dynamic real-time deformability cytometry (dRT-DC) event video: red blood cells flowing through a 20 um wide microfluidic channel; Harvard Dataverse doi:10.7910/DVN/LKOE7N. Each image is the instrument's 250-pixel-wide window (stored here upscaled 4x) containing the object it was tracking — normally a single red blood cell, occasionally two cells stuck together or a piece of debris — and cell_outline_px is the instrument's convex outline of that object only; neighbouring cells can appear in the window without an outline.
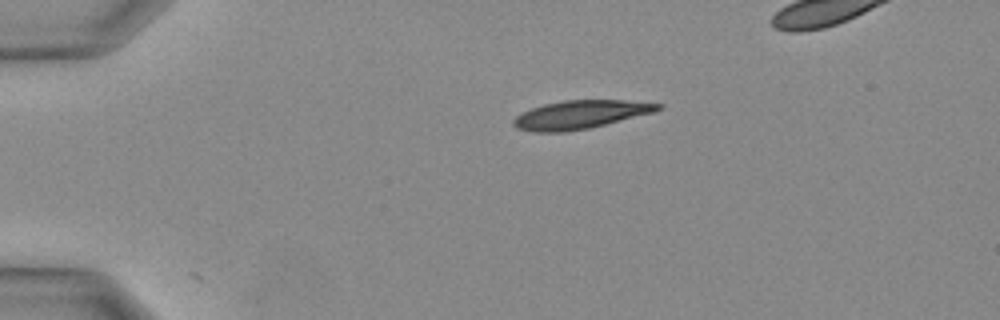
{"species": "Egyptian fruit bat (a non-hibernating species)", "species_latin": "Rousettus aegyptiacus", "temperature_condition": "warm", "stored_images_in_passage": 18, "camera_frame_rate_fps": 3000, "um_per_image_px": 0.085, "animal": {"sex": "female"}, "frame": {"image": 1, "passage_image": 1, "time_ms": 0.0, "image_size_px": [1000, 320], "cell_outline_px": [[664, 108], [652, 112], [588, 128], [560, 132], [536, 132], [516, 128], [512, 124], [512, 120], [516, 116], [532, 108], [544, 104], [564, 100], [624, 100], [664, 104]], "centroid_in_image_um": [49.31, 9.73], "position_along_channel_um": 35.7, "area_um2": 23.52}}
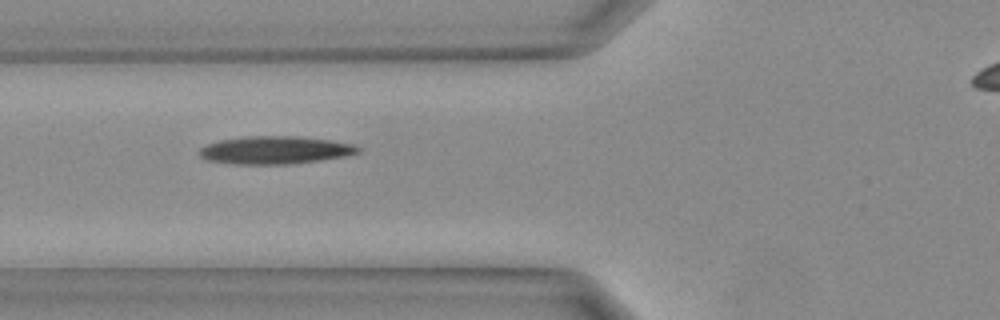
{"frame": {"image": 2, "passage_image": 7, "time_ms": 2.0, "image_size_px": [1000, 320], "cell_outline_px": [[360, 152], [348, 156], [292, 164], [236, 164], [208, 160], [200, 156], [200, 148], [208, 144], [220, 140], [244, 136], [296, 136], [328, 140], [352, 144], [360, 148]], "centroid_in_image_um": [23.4, 12.76], "position_along_channel_um": 102.4, "area_um2": 25.61}}